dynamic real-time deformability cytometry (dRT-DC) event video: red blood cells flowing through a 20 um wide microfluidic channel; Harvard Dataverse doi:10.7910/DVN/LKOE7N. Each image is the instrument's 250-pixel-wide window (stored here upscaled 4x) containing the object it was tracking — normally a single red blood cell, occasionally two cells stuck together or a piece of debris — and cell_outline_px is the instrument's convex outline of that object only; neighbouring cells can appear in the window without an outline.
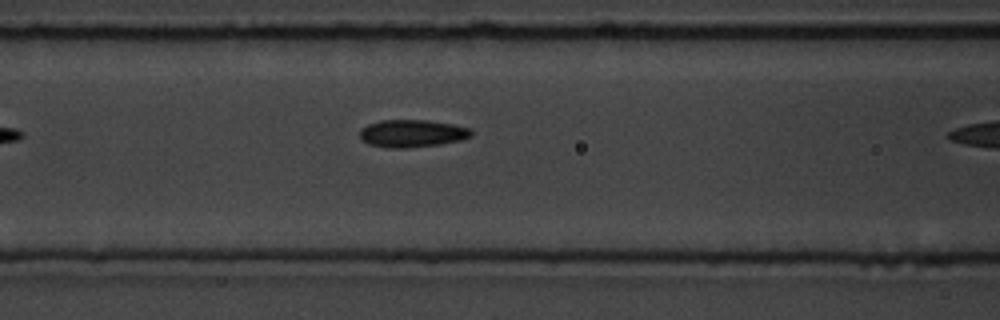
{"species": "common noctule bat (a hibernating species)", "species_latin": "Nyctalus noctula", "temperature_condition": "room temperature", "stored_images_in_passage": 6, "camera_frame_rate_fps": 3000, "um_per_image_px": 0.085, "animal": {"sex": "male", "body_mass_g": 19.5, "forearm_length_mm": 54.6}, "frame": {"image": 1, "passage_image": 5, "time_ms": 5.667, "image_size_px": [1000, 320], "cell_outline_px": [[472, 136], [460, 140], [440, 144], [408, 148], [388, 148], [368, 144], [360, 140], [360, 128], [368, 124], [380, 120], [428, 120], [452, 124], [468, 128], [472, 132]], "centroid_in_image_um": [34.98, 11.34], "position_along_channel_um": 131.6, "area_um2": 17.98}}